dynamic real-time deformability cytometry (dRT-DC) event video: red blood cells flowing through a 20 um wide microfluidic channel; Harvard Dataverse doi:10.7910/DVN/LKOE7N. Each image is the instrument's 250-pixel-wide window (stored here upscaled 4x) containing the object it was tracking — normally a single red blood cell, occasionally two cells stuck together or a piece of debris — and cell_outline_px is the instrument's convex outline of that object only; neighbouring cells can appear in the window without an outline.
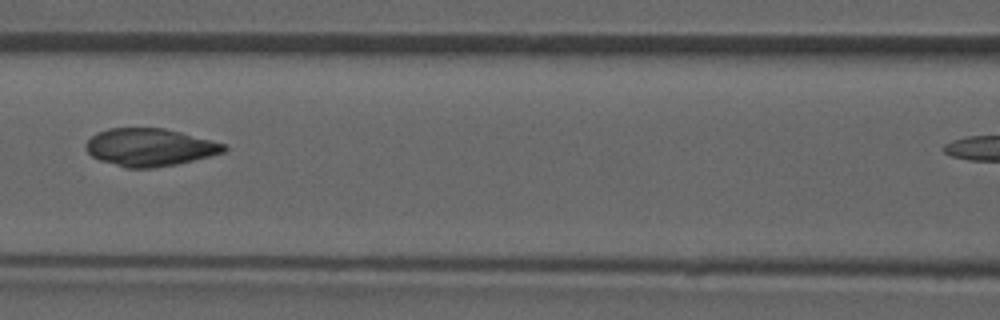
{"species": "common noctule bat (a hibernating species)", "species_latin": "Nyctalus noctula", "temperature_condition": "room temperature", "stored_images_in_passage": 9, "camera_frame_rate_fps": 3000, "um_per_image_px": 0.085, "animal": {"sex": "male", "forearm_length_mm": 52.5}, "frame": {"image": 1, "passage_image": 7, "time_ms": 6.667, "image_size_px": [1000, 320], "cell_outline_px": [[228, 148], [224, 152], [176, 164], [152, 168], [124, 168], [100, 160], [92, 156], [84, 148], [84, 144], [96, 132], [108, 128], [164, 128], [180, 132], [224, 144]], "centroid_in_image_um": [12.66, 12.52], "position_along_channel_um": 153.9, "area_um2": 30.11}}